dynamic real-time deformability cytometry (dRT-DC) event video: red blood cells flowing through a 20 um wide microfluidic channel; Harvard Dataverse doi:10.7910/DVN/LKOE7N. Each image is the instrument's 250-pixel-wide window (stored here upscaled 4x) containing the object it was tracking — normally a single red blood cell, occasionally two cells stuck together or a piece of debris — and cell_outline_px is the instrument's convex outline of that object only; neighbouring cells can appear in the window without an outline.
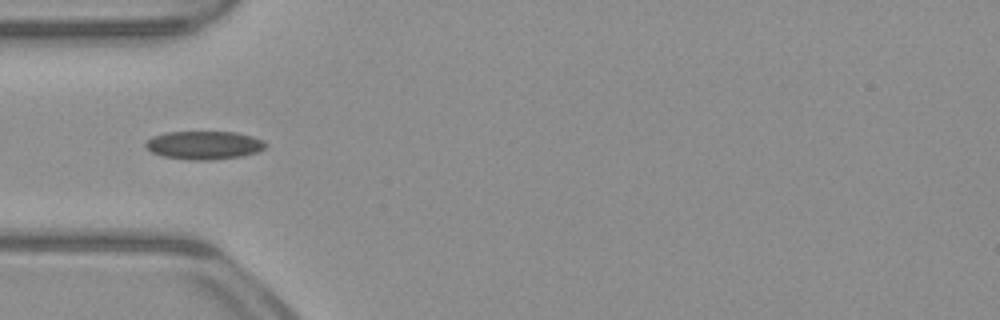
{"species": "common noctule bat (a hibernating species)", "species_latin": "Nyctalus noctula", "temperature_condition": "warm", "stored_images_in_passage": 18, "camera_frame_rate_fps": 3000, "um_per_image_px": 0.085, "animal": {"sex": "male", "body_mass_g": 23.1, "forearm_length_mm": 52.7}, "frame": {"image": 1, "passage_image": 3, "time_ms": 0.667, "image_size_px": [1000, 320], "cell_outline_px": [[268, 144], [264, 148], [256, 152], [240, 156], [212, 160], [188, 160], [160, 156], [144, 148], [144, 144], [152, 136], [168, 132], [236, 132], [252, 136], [264, 140]], "centroid_in_image_um": [17.32, 12.34], "position_along_channel_um": 67.7, "area_um2": 19.94}}
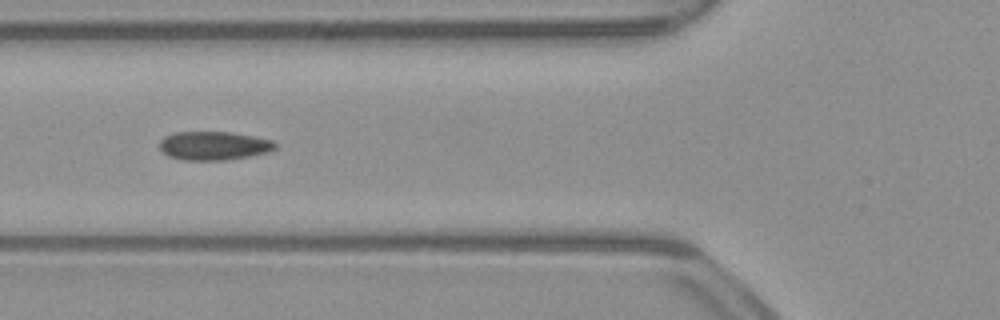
{"frame": {"image": 2, "passage_image": 6, "time_ms": 1.667, "image_size_px": [1000, 320], "cell_outline_px": [[276, 148], [268, 152], [228, 160], [184, 160], [168, 156], [160, 148], [160, 140], [164, 136], [176, 132], [228, 132], [252, 136], [272, 140], [276, 144]], "centroid_in_image_um": [18.16, 12.39], "position_along_channel_um": 107.6, "area_um2": 19.19}}